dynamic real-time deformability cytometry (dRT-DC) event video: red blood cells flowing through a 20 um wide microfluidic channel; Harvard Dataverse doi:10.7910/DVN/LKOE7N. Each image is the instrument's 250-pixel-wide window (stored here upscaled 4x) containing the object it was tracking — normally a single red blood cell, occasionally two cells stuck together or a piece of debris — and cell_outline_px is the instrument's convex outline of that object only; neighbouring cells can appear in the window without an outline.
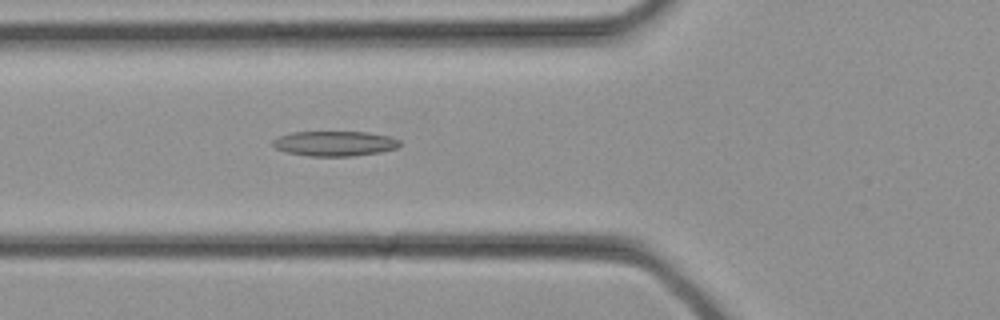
{"species": "common noctule bat (a hibernating species)", "species_latin": "Nyctalus noctula", "temperature_condition": "cold", "stored_images_in_passage": 30, "camera_frame_rate_fps": 3000, "um_per_image_px": 0.085, "animal": {"sex": "female", "body_mass_g": 21.9}, "frame": {"image": 1, "passage_image": 9, "time_ms": 2.667, "image_size_px": [1000, 320], "cell_outline_px": [[400, 144], [396, 148], [380, 152], [352, 156], [308, 156], [284, 152], [276, 148], [272, 144], [272, 140], [280, 136], [292, 132], [368, 132], [388, 136], [400, 140]], "centroid_in_image_um": [28.42, 12.2], "position_along_channel_um": 97.4, "area_um2": 18.5}}
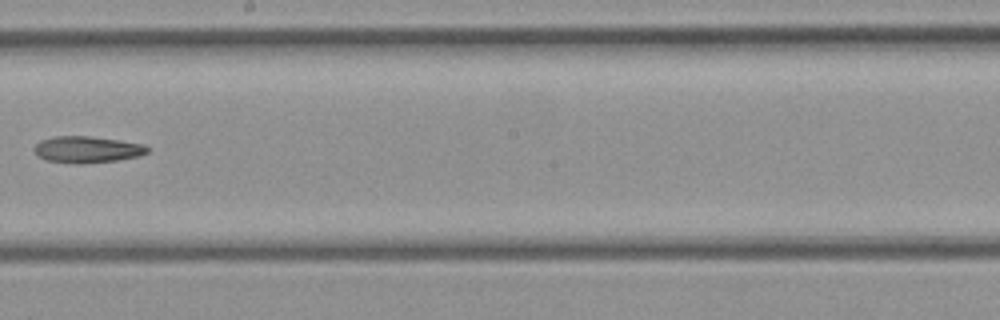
{"frame": {"image": 2, "passage_image": 16, "time_ms": 5.0, "image_size_px": [1000, 320], "cell_outline_px": [[148, 152], [140, 156], [116, 160], [84, 164], [72, 164], [44, 160], [36, 156], [32, 148], [40, 140], [52, 136], [88, 136], [120, 140], [144, 144], [148, 148]], "centroid_in_image_um": [7.34, 12.71], "position_along_channel_um": 240.9, "area_um2": 17.86}}
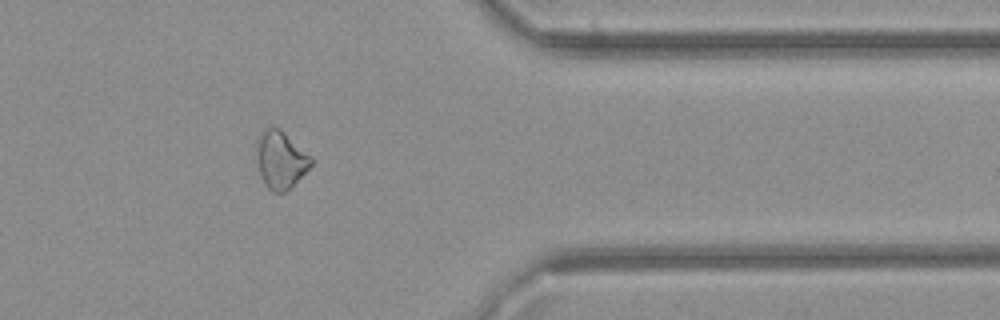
{"frame": {"image": 3, "passage_image": 24, "time_ms": 7.667, "image_size_px": [1000, 320], "cell_outline_px": [[312, 164], [284, 192], [272, 192], [268, 188], [260, 176], [256, 160], [256, 140], [264, 128], [272, 124], [284, 132], [312, 156]], "centroid_in_image_um": [23.8, 13.52], "position_along_channel_um": 387.6, "area_um2": 18.26}}